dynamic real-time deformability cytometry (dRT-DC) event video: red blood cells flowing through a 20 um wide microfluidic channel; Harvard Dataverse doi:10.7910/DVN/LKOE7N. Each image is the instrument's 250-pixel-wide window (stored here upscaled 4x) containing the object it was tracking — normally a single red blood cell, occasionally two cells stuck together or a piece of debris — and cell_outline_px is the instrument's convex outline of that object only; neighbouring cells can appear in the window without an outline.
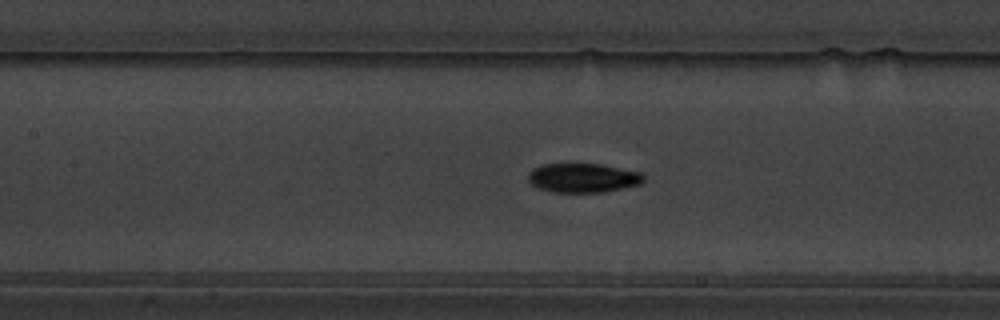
{"species": "common noctule bat (a hibernating species)", "species_latin": "Nyctalus noctula", "temperature_condition": "warm", "stored_images_in_passage": 58, "camera_frame_rate_fps": 3000, "um_per_image_px": 0.085, "animal": {"sex": "male", "body_mass_g": 19.5, "forearm_length_mm": 54.6}, "frame": {"image": 1, "passage_image": 27, "time_ms": 8.667, "image_size_px": [1000, 320], "cell_outline_px": [[644, 180], [640, 184], [604, 192], [556, 192], [536, 188], [528, 180], [528, 172], [532, 168], [544, 164], [600, 164], [640, 172], [644, 176]], "centroid_in_image_um": [49.52, 15.12], "position_along_channel_um": 157.9, "area_um2": 19.59}}
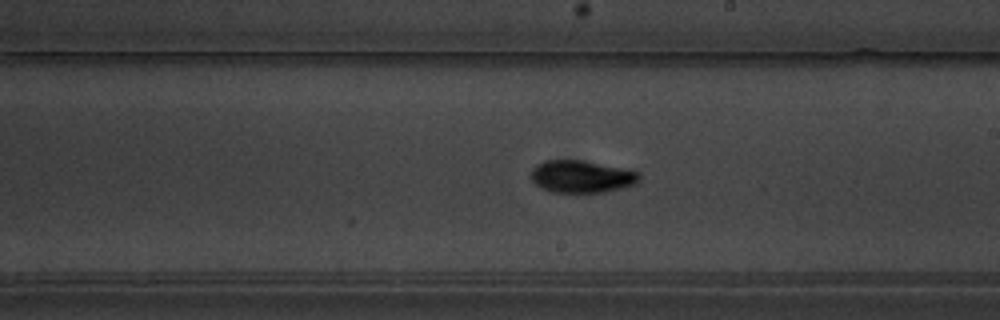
{"frame": {"image": 2, "passage_image": 34, "time_ms": 11.0, "image_size_px": [1000, 320], "cell_outline_px": [[640, 180], [636, 184], [604, 192], [552, 192], [540, 188], [532, 180], [532, 168], [536, 164], [544, 160], [584, 160], [640, 172]], "centroid_in_image_um": [49.43, 15.0], "position_along_channel_um": 239.6, "area_um2": 20.4}}
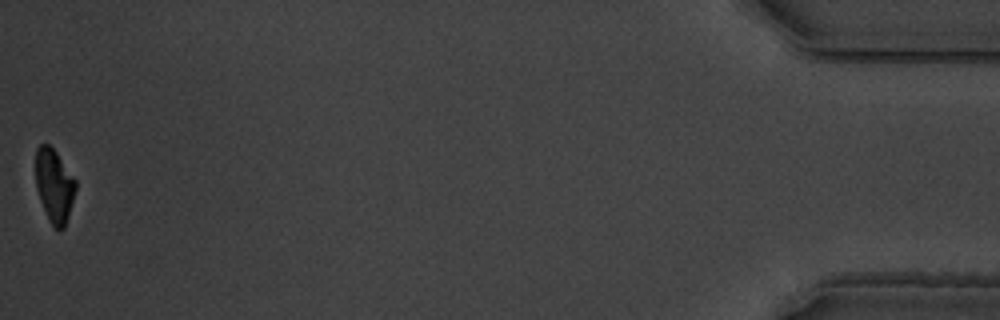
{"frame": {"image": 3, "passage_image": 58, "time_ms": 19.0, "image_size_px": [1000, 320], "cell_outline_px": [[76, 188], [68, 216], [64, 228], [56, 228], [48, 220], [40, 200], [36, 188], [36, 148], [40, 144], [48, 144], [56, 152], [76, 180]], "centroid_in_image_um": [4.6, 15.76], "position_along_channel_um": 430.6, "area_um2": 16.88}, "authors_computed_cell_mechanics": {"area_um2": 19.1896, "velocity_mm_per_s": 3.5185, "shape_relaxation_time_tau1_ms": 3.6916, "shape_relaxation_time_tau2_ms": 1.8077, "deformation_change_tau1": 0.172, "deformation_change_tau2": 0.0584}}